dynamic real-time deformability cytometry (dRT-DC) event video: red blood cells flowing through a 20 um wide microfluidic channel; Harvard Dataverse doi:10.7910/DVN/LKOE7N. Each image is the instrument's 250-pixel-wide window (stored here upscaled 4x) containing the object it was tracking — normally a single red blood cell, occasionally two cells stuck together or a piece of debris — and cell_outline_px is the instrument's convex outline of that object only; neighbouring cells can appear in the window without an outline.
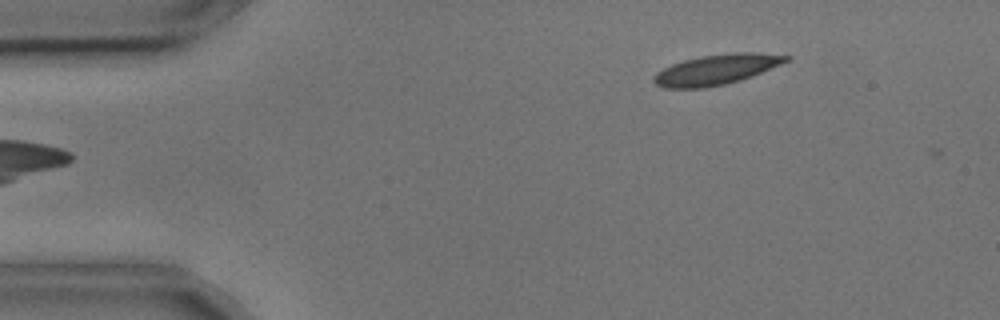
{"species": "common noctule bat (a hibernating species)", "species_latin": "Nyctalus noctula", "temperature_condition": "cold", "stored_images_in_passage": 5, "camera_frame_rate_fps": 3000, "um_per_image_px": 0.085, "animal": {"sex": "male", "body_mass_g": 17.9, "forearm_length_mm": 54.2}, "frame": {"image": 1, "passage_image": 5, "time_ms": 1.333, "image_size_px": [1000, 320], "cell_outline_px": [[792, 60], [752, 76], [740, 80], [724, 84], [704, 88], [664, 88], [656, 84], [652, 80], [652, 76], [656, 72], [672, 64], [684, 60], [700, 56], [732, 52], [756, 52], [792, 56]], "centroid_in_image_um": [60.91, 5.9], "position_along_channel_um": 24.1, "area_um2": 23.47}}